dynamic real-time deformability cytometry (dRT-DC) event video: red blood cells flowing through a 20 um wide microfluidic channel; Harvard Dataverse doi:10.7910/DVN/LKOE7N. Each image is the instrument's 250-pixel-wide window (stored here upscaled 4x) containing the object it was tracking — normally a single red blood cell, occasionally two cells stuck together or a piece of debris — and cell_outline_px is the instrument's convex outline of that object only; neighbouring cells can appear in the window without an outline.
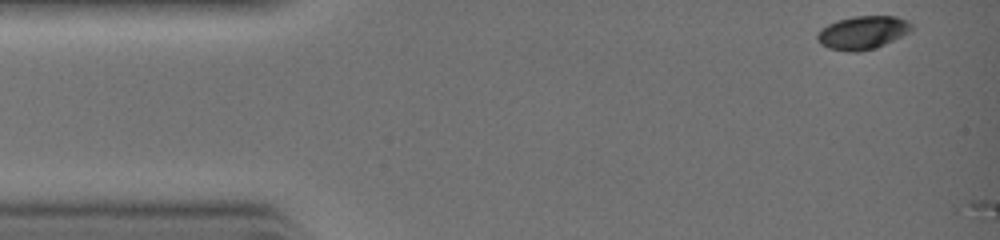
{"species": "common noctule bat (a hibernating species)", "species_latin": "Nyctalus noctula", "temperature_condition": "warm", "stored_images_in_passage": 2, "camera_frame_rate_fps": 3000, "um_per_image_px": 0.085, "animal": {"sex": "female", "body_mass_g": 19.0, "forearm_length_mm": 51.5}, "frame": {"image": 1, "passage_image": 1, "time_ms": 0.0, "image_size_px": [1000, 240], "cell_outline_px": [[912, 28], [908, 32], [876, 48], [856, 52], [848, 52], [828, 48], [820, 44], [816, 40], [816, 32], [820, 28], [836, 20], [852, 16], [896, 16], [908, 20], [912, 24]], "centroid_in_image_um": [73.26, 2.76], "position_along_channel_um": 11.7, "area_um2": 18.44}}